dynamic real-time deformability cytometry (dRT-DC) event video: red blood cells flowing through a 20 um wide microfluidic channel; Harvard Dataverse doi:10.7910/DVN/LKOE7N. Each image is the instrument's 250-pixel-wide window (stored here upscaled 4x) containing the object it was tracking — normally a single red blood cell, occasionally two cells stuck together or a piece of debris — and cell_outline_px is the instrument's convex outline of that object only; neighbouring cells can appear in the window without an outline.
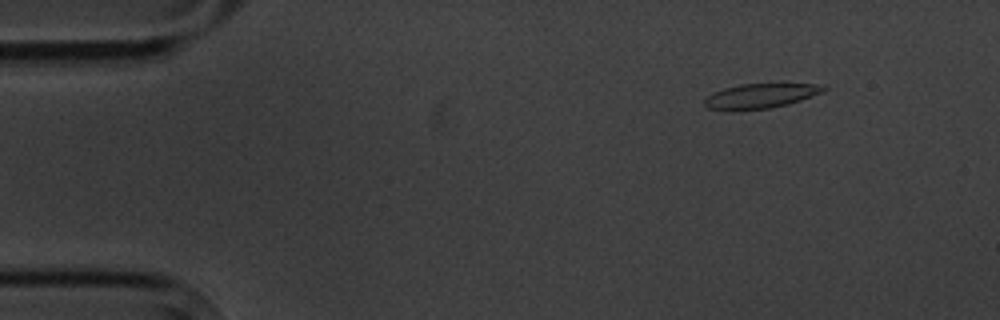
{"species": "common noctule bat (a hibernating species)", "species_latin": "Nyctalus noctula", "temperature_condition": "cold", "stored_images_in_passage": 4, "camera_frame_rate_fps": 3000, "um_per_image_px": 0.085, "animal": {"sex": "male", "body_mass_g": 20.1, "forearm_length_mm": 53.5}, "frame": {"image": 1, "passage_image": 2, "time_ms": 1.0, "image_size_px": [1000, 320], "cell_outline_px": [[828, 88], [824, 92], [788, 104], [768, 108], [708, 108], [704, 104], [704, 100], [712, 92], [724, 88], [740, 84], [824, 84]], "centroid_in_image_um": [64.73, 8.11], "position_along_channel_um": 20.3, "area_um2": 16.53}}
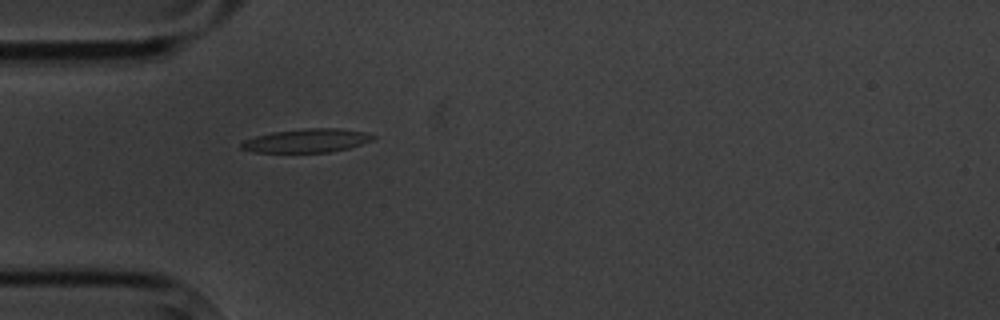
{"frame": {"image": 2, "passage_image": 4, "time_ms": 4.333, "image_size_px": [1000, 320], "cell_outline_px": [[376, 136], [372, 140], [348, 148], [328, 152], [252, 152], [240, 148], [240, 144], [244, 140], [256, 136], [272, 132], [304, 128], [340, 128], [364, 132]], "centroid_in_image_um": [26.04, 11.95], "position_along_channel_um": 59.0, "area_um2": 18.03}}